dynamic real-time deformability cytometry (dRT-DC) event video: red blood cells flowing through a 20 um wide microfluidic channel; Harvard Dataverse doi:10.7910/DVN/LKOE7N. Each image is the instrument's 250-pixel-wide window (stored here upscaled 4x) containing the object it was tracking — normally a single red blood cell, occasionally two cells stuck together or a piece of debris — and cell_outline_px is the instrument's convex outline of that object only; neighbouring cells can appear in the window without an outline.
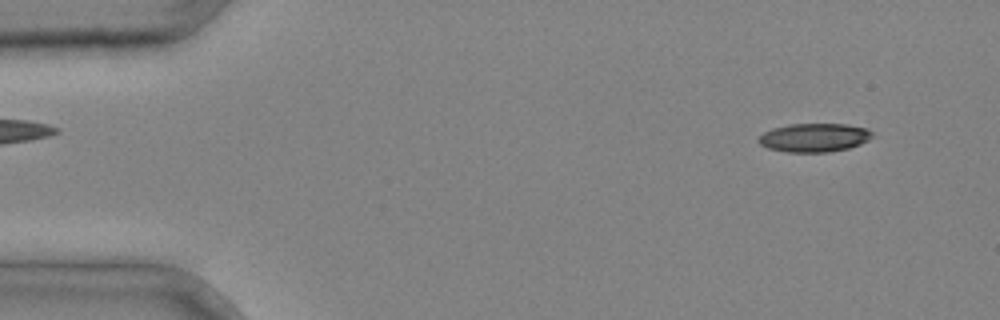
{"species": "common noctule bat (a hibernating species)", "species_latin": "Nyctalus noctula", "temperature_condition": "cold", "stored_images_in_passage": 3, "segment_of_instrument_passage": [2, 2], "camera_frame_rate_fps": 3000, "um_per_image_px": 0.085, "animal": {"sex": "male", "body_mass_g": 20.4}, "frame": {"image": 1, "passage_image": 3, "time_ms": 0.667, "image_size_px": [1000, 320], "cell_outline_px": [[872, 136], [868, 140], [860, 144], [848, 148], [828, 152], [784, 152], [768, 148], [760, 144], [756, 140], [764, 132], [772, 128], [788, 124], [848, 124], [868, 128], [872, 132]], "centroid_in_image_um": [69.2, 11.69], "position_along_channel_um": 15.8, "area_um2": 19.07}}